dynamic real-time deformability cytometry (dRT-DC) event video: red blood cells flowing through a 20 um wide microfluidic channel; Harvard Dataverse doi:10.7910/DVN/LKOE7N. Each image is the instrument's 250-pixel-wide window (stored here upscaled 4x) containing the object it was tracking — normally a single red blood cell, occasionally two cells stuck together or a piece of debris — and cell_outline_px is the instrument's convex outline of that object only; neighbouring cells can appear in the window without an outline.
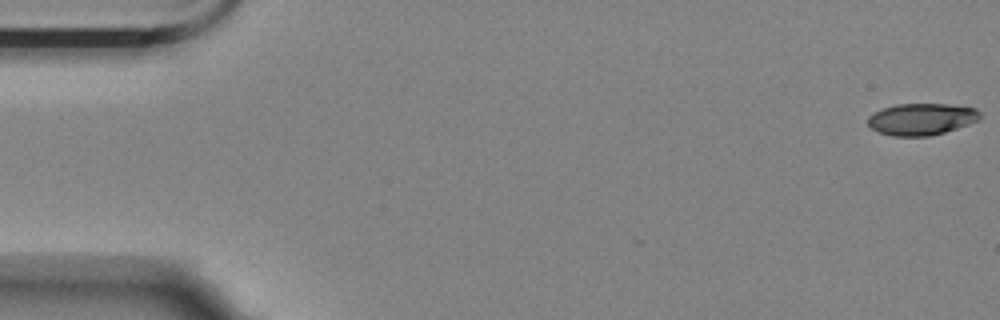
{"species": "Egyptian fruit bat (a non-hibernating species)", "species_latin": "Rousettus aegyptiacus", "temperature_condition": "room temperature", "stored_images_in_passage": 8, "camera_frame_rate_fps": 3000, "um_per_image_px": 0.085, "animal": {"sex": "female"}, "frame": {"image": 1, "passage_image": 1, "time_ms": 0.0, "image_size_px": [1000, 320], "cell_outline_px": [[980, 116], [976, 120], [968, 124], [944, 132], [928, 136], [892, 136], [880, 132], [872, 128], [868, 124], [868, 116], [884, 108], [896, 104], [948, 104], [976, 108], [980, 112]], "centroid_in_image_um": [78.32, 10.12], "position_along_channel_um": 6.7, "area_um2": 20.46}}
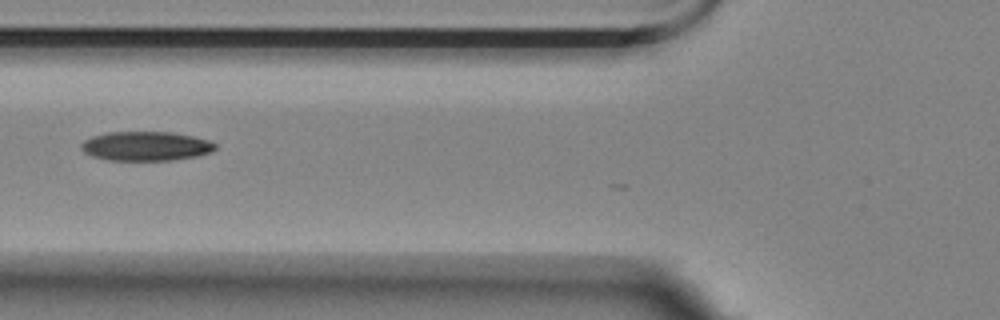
{"frame": {"image": 2, "passage_image": 7, "time_ms": 7.0, "image_size_px": [1000, 320], "cell_outline_px": [[216, 148], [212, 152], [196, 156], [172, 160], [108, 160], [92, 156], [84, 152], [80, 148], [80, 144], [84, 140], [92, 136], [108, 132], [172, 132], [192, 136], [208, 140], [216, 144]], "centroid_in_image_um": [12.38, 12.42], "position_along_channel_um": 113.4, "area_um2": 22.89}}
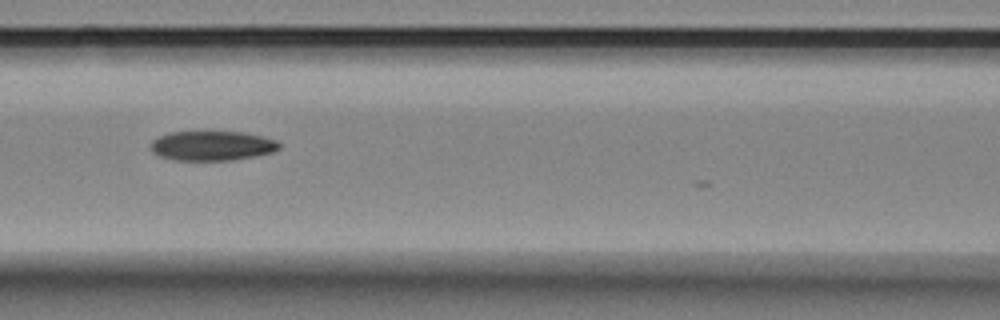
{"frame": {"image": 3, "passage_image": 8, "time_ms": 8.0, "image_size_px": [1000, 320], "cell_outline_px": [[280, 148], [272, 152], [256, 156], [232, 160], [176, 160], [160, 156], [152, 152], [152, 140], [160, 136], [172, 132], [244, 132], [276, 140], [280, 144]], "centroid_in_image_um": [18.05, 12.39], "position_along_channel_um": 148.6, "area_um2": 21.96}}